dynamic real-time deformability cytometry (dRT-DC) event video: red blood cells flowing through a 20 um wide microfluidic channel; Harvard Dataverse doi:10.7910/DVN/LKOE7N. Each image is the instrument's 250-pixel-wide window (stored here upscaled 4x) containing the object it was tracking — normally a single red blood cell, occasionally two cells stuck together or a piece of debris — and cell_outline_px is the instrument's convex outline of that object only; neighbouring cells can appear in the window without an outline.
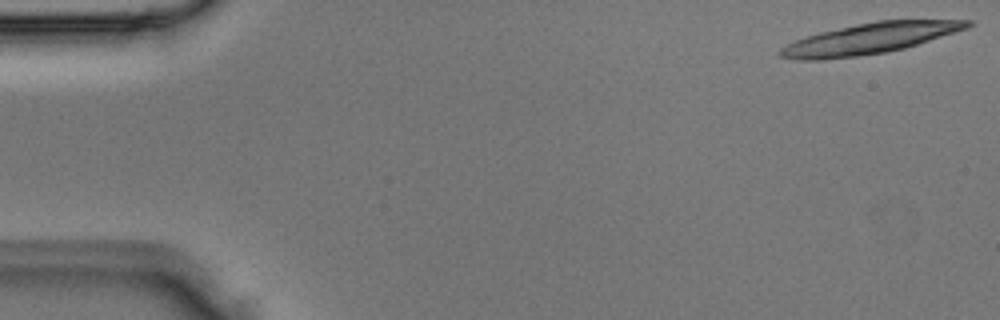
{"species": "Egyptian fruit bat (a non-hibernating species)", "species_latin": "Rousettus aegyptiacus", "temperature_condition": "room temperature", "stored_images_in_passage": 4, "camera_frame_rate_fps": 3000, "um_per_image_px": 0.085, "animal": {"sex": "male"}, "frame": {"image": 1, "passage_image": 1, "time_ms": 0.0, "image_size_px": [1000, 320], "cell_outline_px": [[972, 24], [968, 28], [904, 48], [888, 52], [856, 56], [820, 60], [800, 60], [780, 56], [776, 52], [780, 48], [796, 40], [820, 32], [856, 24], [876, 20], [972, 20]], "centroid_in_image_um": [73.91, 3.28], "position_along_channel_um": 11.1, "area_um2": 33.18}}